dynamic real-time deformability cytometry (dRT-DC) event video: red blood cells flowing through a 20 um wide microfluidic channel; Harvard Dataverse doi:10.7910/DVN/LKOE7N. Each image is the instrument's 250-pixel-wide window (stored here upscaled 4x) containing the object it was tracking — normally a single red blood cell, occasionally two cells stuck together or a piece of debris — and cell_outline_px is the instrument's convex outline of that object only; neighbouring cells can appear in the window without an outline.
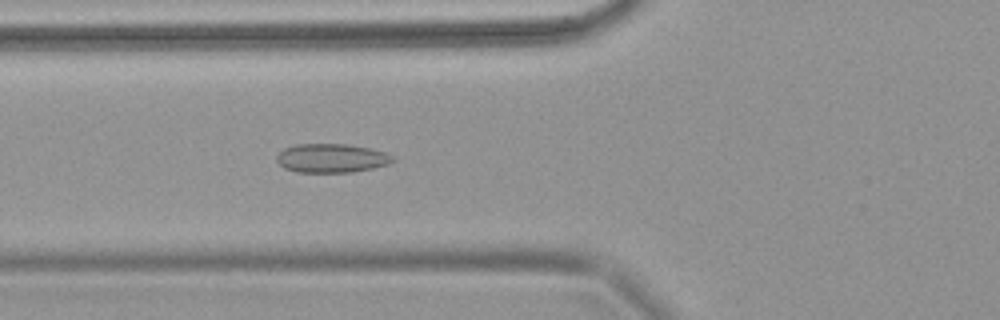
{"species": "common noctule bat (a hibernating species)", "species_latin": "Nyctalus noctula", "temperature_condition": "warm", "stored_images_in_passage": 57, "camera_frame_rate_fps": 3000, "um_per_image_px": 0.085, "animal": {"sex": "female", "body_mass_g": 18.4}, "frame": {"image": 1, "passage_image": 17, "time_ms": 5.333, "image_size_px": [1000, 320], "cell_outline_px": [[392, 160], [388, 164], [372, 168], [352, 172], [296, 172], [284, 168], [276, 160], [276, 156], [284, 148], [296, 144], [348, 144], [372, 148], [388, 152], [392, 156]], "centroid_in_image_um": [28.17, 13.43], "position_along_channel_um": 97.6, "area_um2": 19.59}}
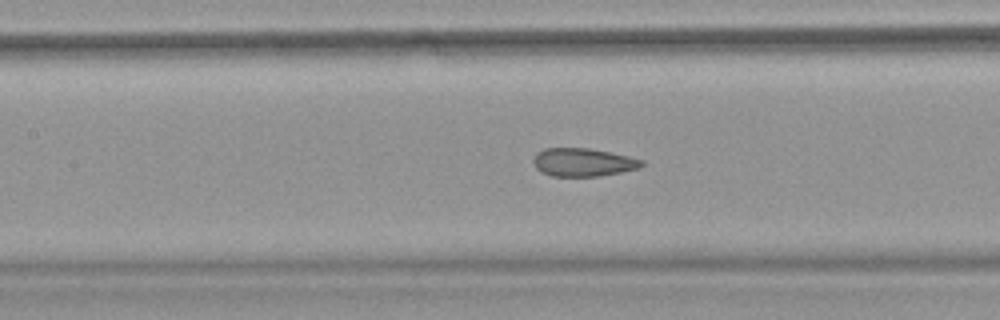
{"frame": {"image": 2, "passage_image": 23, "time_ms": 7.333, "image_size_px": [1000, 320], "cell_outline_px": [[644, 164], [640, 168], [600, 176], [552, 176], [540, 172], [536, 168], [532, 160], [536, 152], [544, 148], [588, 148], [612, 152], [644, 160]], "centroid_in_image_um": [49.55, 13.79], "position_along_channel_um": 157.9, "area_um2": 17.98}}
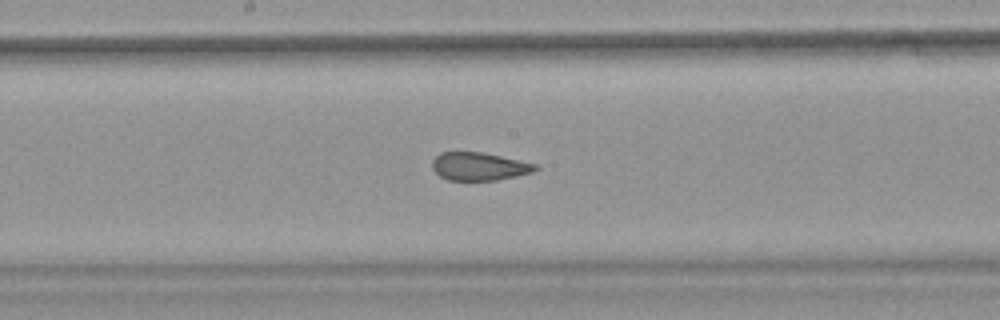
{"frame": {"image": 3, "passage_image": 28, "time_ms": 9.0, "image_size_px": [1000, 320], "cell_outline_px": [[540, 168], [532, 172], [516, 176], [496, 180], [448, 180], [440, 176], [432, 168], [432, 160], [440, 152], [484, 152], [536, 164]], "centroid_in_image_um": [40.72, 14.14], "position_along_channel_um": 207.5, "area_um2": 16.82}}